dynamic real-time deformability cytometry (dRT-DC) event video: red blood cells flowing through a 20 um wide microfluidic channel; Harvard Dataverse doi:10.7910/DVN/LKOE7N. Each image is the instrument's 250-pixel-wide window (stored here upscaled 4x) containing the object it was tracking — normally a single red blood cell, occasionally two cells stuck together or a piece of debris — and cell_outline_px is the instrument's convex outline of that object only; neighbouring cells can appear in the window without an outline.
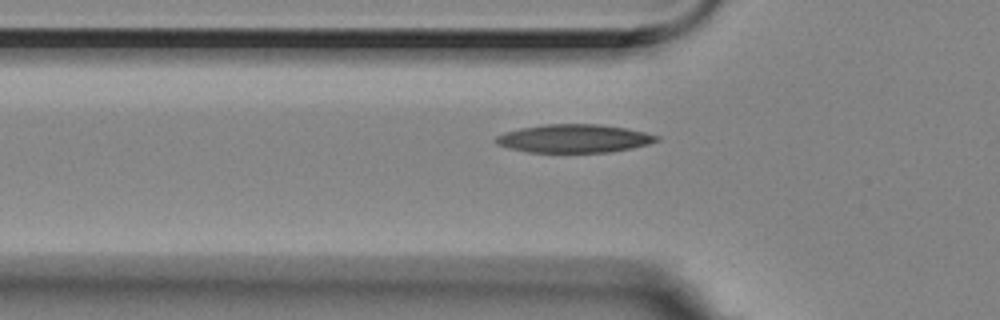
{"species": "Egyptian fruit bat (a non-hibernating species)", "species_latin": "Rousettus aegyptiacus", "temperature_condition": "room temperature", "stored_images_in_passage": 4, "camera_frame_rate_fps": 3000, "um_per_image_px": 0.085, "animal": {"sex": "female"}, "frame": {"image": 1, "passage_image": 4, "time_ms": 1.0, "image_size_px": [1000, 320], "cell_outline_px": [[660, 140], [648, 144], [632, 148], [612, 152], [528, 152], [508, 148], [496, 144], [492, 140], [496, 136], [504, 132], [520, 128], [544, 124], [600, 124], [624, 128], [644, 132], [660, 136]], "centroid_in_image_um": [48.76, 11.77], "position_along_channel_um": 77.0, "area_um2": 26.65}}